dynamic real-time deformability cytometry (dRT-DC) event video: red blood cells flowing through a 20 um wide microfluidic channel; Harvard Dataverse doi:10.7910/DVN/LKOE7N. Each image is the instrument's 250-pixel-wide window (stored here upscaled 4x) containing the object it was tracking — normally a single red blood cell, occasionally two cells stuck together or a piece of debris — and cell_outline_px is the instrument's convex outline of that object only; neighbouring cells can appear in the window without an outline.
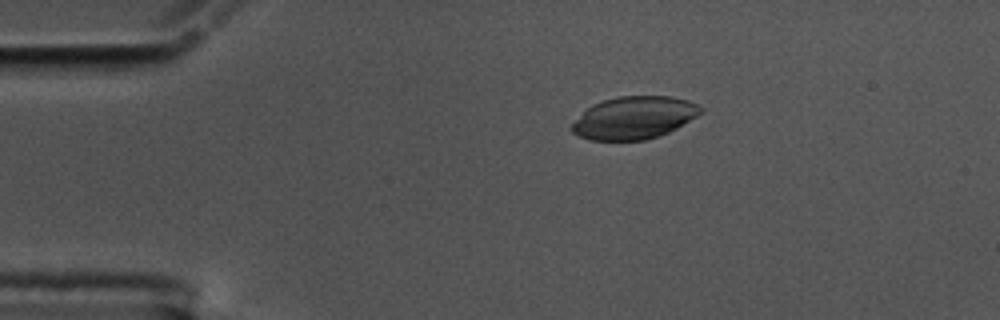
{"species": "common noctule bat (a hibernating species)", "species_latin": "Nyctalus noctula", "temperature_condition": "cold", "stored_images_in_passage": 51, "camera_frame_rate_fps": 3000, "um_per_image_px": 0.085, "animal": {"sex": "male", "body_mass_g": 17.5, "forearm_length_mm": 52.3}, "frame": {"image": 1, "passage_image": 5, "time_ms": 1.333, "image_size_px": [1000, 320], "cell_outline_px": [[704, 112], [676, 128], [660, 136], [644, 140], [588, 140], [572, 132], [568, 128], [592, 104], [604, 100], [620, 96], [672, 96], [688, 100], [700, 104], [704, 108]], "centroid_in_image_um": [53.94, 10.0], "position_along_channel_um": 31.1, "area_um2": 32.02}}
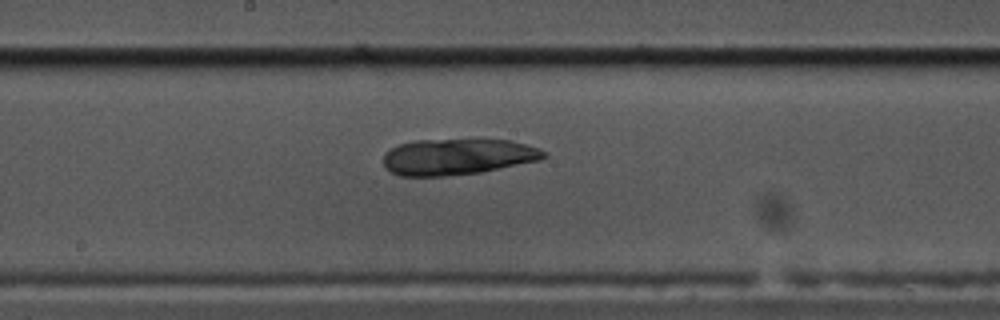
{"frame": {"image": 2, "passage_image": 24, "time_ms": 7.667, "image_size_px": [1000, 320], "cell_outline_px": [[548, 156], [540, 160], [480, 172], [444, 176], [400, 176], [384, 168], [384, 152], [400, 144], [416, 140], [508, 140], [524, 144], [548, 152]], "centroid_in_image_um": [38.87, 13.33], "position_along_channel_um": 209.3, "area_um2": 33.52}}
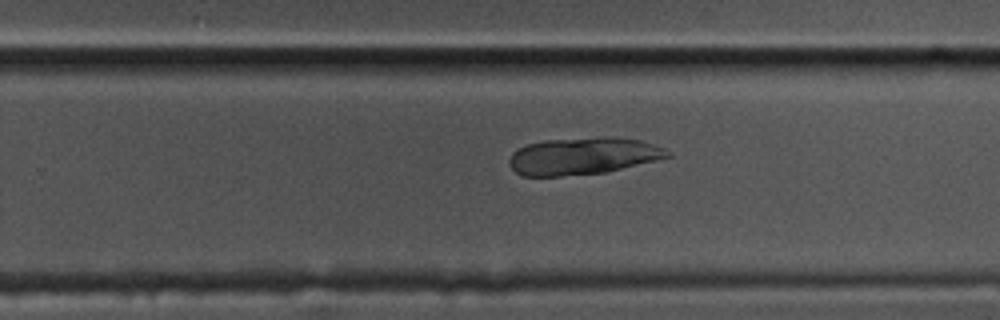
{"frame": {"image": 3, "passage_image": 30, "time_ms": 9.667, "image_size_px": [1000, 320], "cell_outline_px": [[672, 156], [656, 160], [604, 172], [560, 176], [520, 176], [508, 164], [508, 160], [512, 152], [528, 144], [544, 140], [600, 136], [612, 136], [640, 140], [664, 148], [672, 152]], "centroid_in_image_um": [49.54, 13.25], "position_along_channel_um": 280.3, "area_um2": 34.33}}